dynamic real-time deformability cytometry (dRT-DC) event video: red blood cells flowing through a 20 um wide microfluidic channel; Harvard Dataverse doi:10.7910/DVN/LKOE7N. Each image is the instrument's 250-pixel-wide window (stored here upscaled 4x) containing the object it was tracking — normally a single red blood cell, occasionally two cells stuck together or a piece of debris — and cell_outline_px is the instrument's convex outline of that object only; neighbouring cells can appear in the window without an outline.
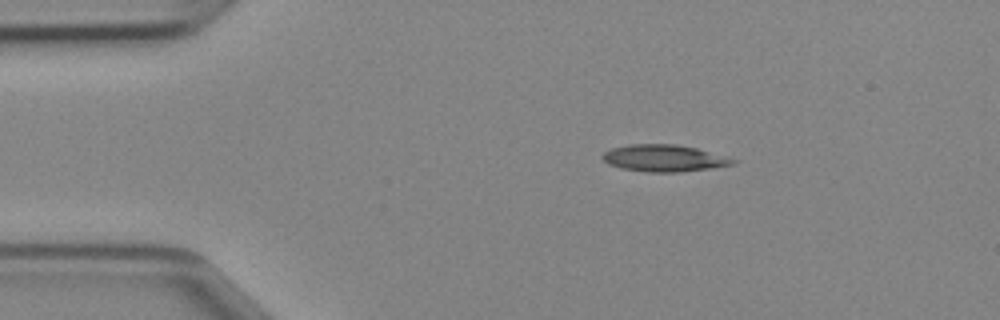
{"species": "Egyptian fruit bat (a non-hibernating species)", "species_latin": "Rousettus aegyptiacus", "temperature_condition": "cold", "stored_images_in_passage": 39, "camera_frame_rate_fps": 3000, "um_per_image_px": 0.085, "animal": {"sex": "female"}, "frame": {"image": 1, "passage_image": 1, "time_ms": 0.0, "image_size_px": [1000, 320], "cell_outline_px": [[740, 160], [736, 164], [712, 168], [680, 172], [648, 172], [620, 168], [608, 164], [600, 156], [604, 152], [612, 148], [628, 144], [676, 144], [696, 148]], "centroid_in_image_um": [56.46, 13.45], "position_along_channel_um": 28.5, "area_um2": 20.58}}
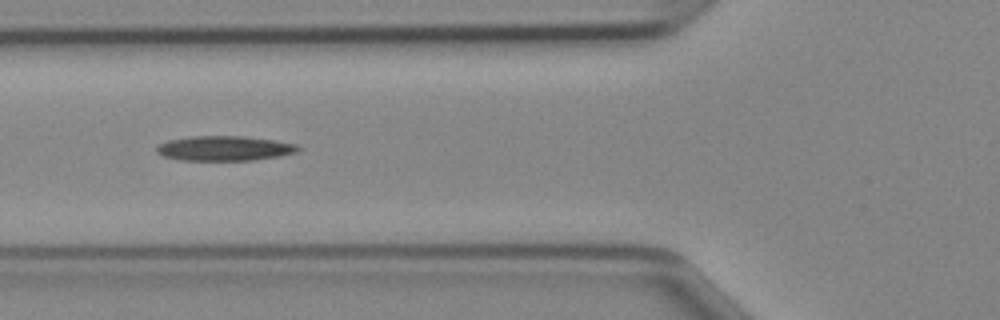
{"frame": {"image": 2, "passage_image": 10, "time_ms": 3.0, "image_size_px": [1000, 320], "cell_outline_px": [[300, 148], [296, 152], [280, 156], [252, 160], [180, 160], [164, 156], [156, 152], [156, 148], [160, 144], [168, 140], [188, 136], [244, 136], [276, 140], [296, 144]], "centroid_in_image_um": [19.08, 12.6], "position_along_channel_um": 106.7, "area_um2": 20.46}}
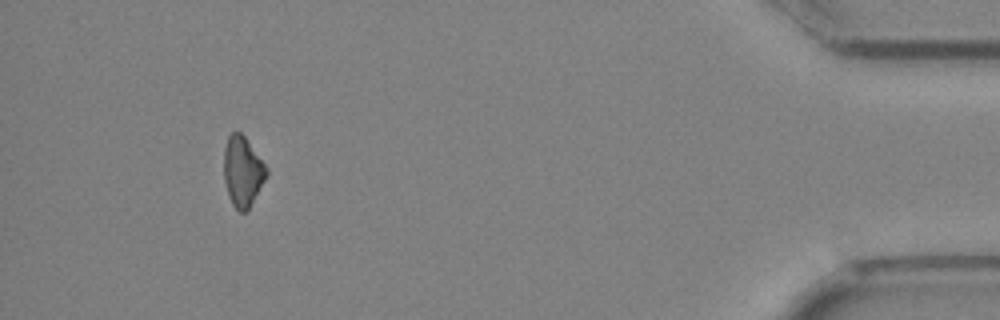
{"frame": {"image": 3, "passage_image": 36, "time_ms": 11.667, "image_size_px": [1000, 320], "cell_outline_px": [[268, 172], [264, 180], [248, 208], [244, 212], [240, 212], [232, 204], [228, 196], [224, 180], [224, 148], [228, 136], [232, 132], [240, 132], [244, 136], [268, 168]], "centroid_in_image_um": [20.6, 14.55], "position_along_channel_um": 414.6, "area_um2": 17.11}}